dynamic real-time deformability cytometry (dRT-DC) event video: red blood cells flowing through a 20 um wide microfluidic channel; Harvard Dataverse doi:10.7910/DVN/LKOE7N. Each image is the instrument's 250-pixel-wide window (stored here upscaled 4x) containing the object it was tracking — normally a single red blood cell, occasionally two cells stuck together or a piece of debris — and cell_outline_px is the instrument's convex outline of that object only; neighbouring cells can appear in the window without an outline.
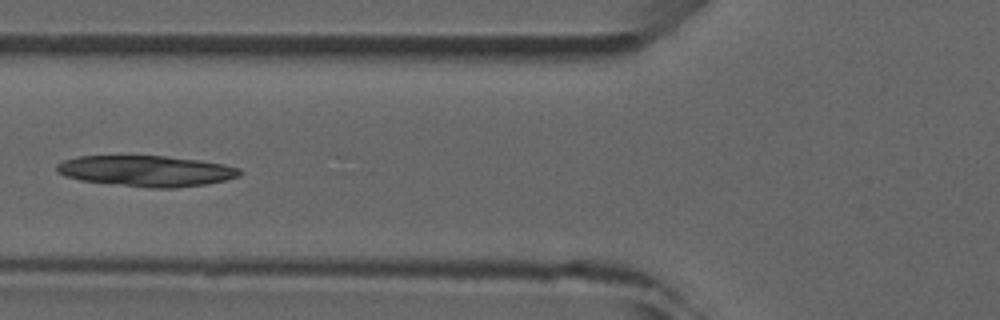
{"species": "common noctule bat (a hibernating species)", "species_latin": "Nyctalus noctula", "temperature_condition": "room temperature", "stored_images_in_passage": 6, "camera_frame_rate_fps": 3000, "um_per_image_px": 0.085, "animal": {"sex": "male", "forearm_length_mm": 52.5}, "frame": {"image": 1, "passage_image": 6, "time_ms": 5.667, "image_size_px": [1000, 320], "cell_outline_px": [[244, 172], [240, 176], [224, 180], [204, 184], [176, 188], [148, 188], [80, 180], [64, 176], [56, 172], [56, 164], [64, 160], [76, 156], [164, 156], [200, 160], [224, 164], [240, 168]], "centroid_in_image_um": [12.43, 14.53], "position_along_channel_um": 113.4, "area_um2": 33.06}}